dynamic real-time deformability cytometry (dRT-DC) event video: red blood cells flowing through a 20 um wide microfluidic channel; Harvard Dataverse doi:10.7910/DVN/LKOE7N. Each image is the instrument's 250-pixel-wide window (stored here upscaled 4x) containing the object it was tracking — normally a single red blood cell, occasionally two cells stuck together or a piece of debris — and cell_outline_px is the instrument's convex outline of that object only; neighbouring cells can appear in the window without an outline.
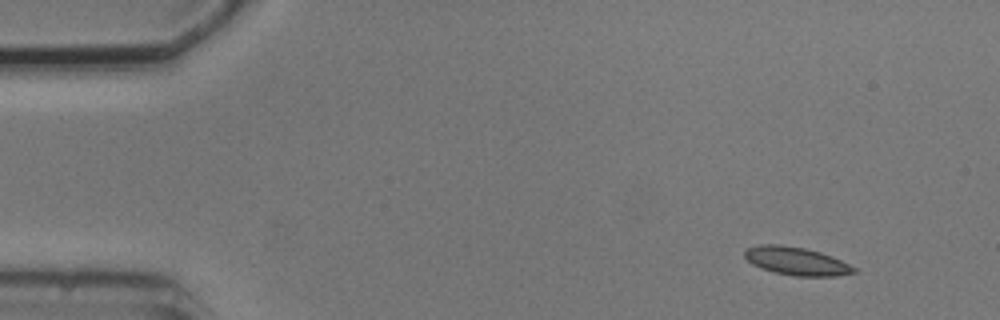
{"species": "common noctule bat (a hibernating species)", "species_latin": "Nyctalus noctula", "temperature_condition": "cold", "stored_images_in_passage": 4, "camera_frame_rate_fps": 3000, "um_per_image_px": 0.085, "animal": {"sex": "male", "body_mass_g": 20.5, "forearm_length_mm": 52.5}, "frame": {"image": 1, "passage_image": 1, "time_ms": 0.0, "image_size_px": [1000, 320], "cell_outline_px": [[856, 272], [836, 276], [796, 276], [776, 272], [760, 268], [752, 264], [744, 256], [744, 252], [748, 248], [760, 244], [780, 244], [804, 248], [820, 252], [832, 256], [856, 268]], "centroid_in_image_um": [67.68, 22.19], "position_along_channel_um": 17.3, "area_um2": 17.74}}
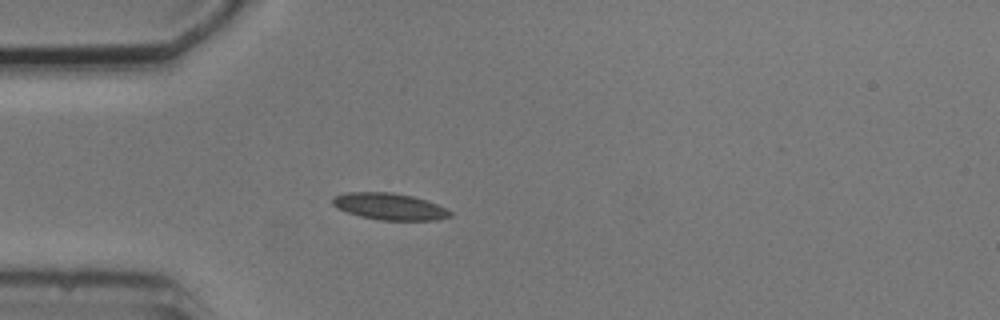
{"frame": {"image": 2, "passage_image": 4, "time_ms": 3.333, "image_size_px": [1000, 320], "cell_outline_px": [[452, 216], [436, 220], [380, 220], [360, 216], [336, 208], [332, 204], [332, 196], [344, 192], [392, 192], [412, 196], [436, 204], [452, 212]], "centroid_in_image_um": [33.06, 17.54], "position_along_channel_um": 51.9, "area_um2": 18.26}}